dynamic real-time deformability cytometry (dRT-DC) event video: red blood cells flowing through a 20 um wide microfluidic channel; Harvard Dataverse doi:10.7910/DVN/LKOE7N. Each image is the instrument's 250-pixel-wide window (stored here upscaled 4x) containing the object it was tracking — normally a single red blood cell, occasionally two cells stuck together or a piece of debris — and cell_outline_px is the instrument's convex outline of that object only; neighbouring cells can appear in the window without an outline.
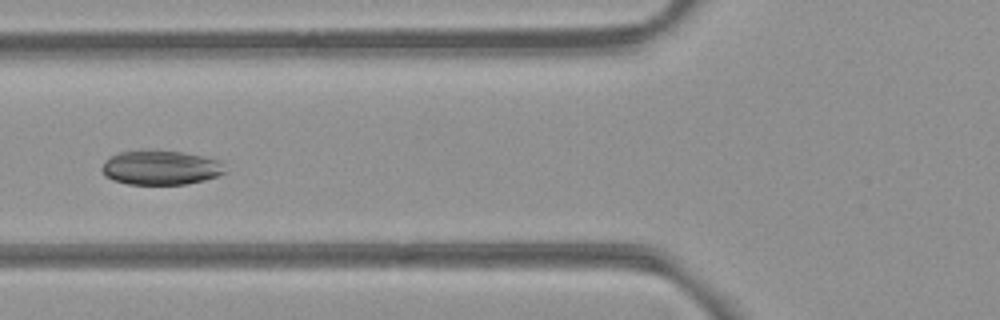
{"species": "common noctule bat (a hibernating species)", "species_latin": "Nyctalus noctula", "temperature_condition": "room temperature", "stored_images_in_passage": 27, "camera_frame_rate_fps": 3000, "um_per_image_px": 0.085, "animal": {"sex": "female", "body_mass_g": 21.9}, "frame": {"image": 1, "passage_image": 8, "time_ms": 2.333, "image_size_px": [1000, 320], "cell_outline_px": [[228, 172], [204, 180], [184, 184], [128, 184], [112, 180], [104, 176], [100, 168], [112, 156], [120, 152], [144, 148], [152, 148], [184, 152], [220, 160], [224, 164]], "centroid_in_image_um": [13.67, 14.22], "position_along_channel_um": 112.1, "area_um2": 25.26}}
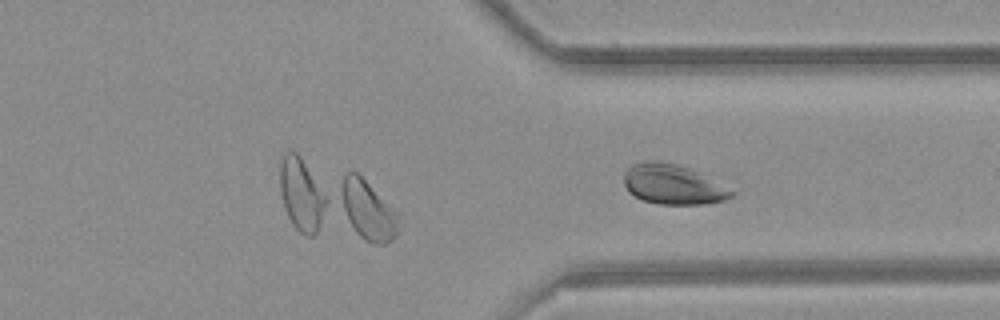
{"frame": {"image": 2, "passage_image": 27, "time_ms": 8.667, "image_size_px": [1000, 320], "cell_outline_px": [[736, 192], [732, 196], [724, 200], [708, 204], [660, 204], [644, 200], [628, 192], [624, 184], [624, 172], [632, 164], [648, 160], [656, 160], [676, 164], [688, 168]], "centroid_in_image_um": [57.16, 15.68], "position_along_channel_um": 354.2, "area_um2": 24.68}}